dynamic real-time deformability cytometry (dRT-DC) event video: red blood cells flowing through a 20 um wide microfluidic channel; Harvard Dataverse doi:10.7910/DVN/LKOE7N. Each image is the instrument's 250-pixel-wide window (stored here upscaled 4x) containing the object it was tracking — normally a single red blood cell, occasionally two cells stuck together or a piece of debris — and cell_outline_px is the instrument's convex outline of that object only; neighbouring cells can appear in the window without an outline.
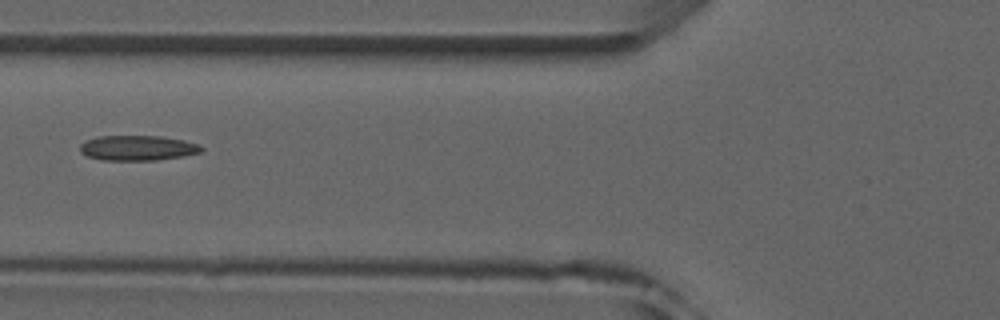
{"species": "common noctule bat (a hibernating species)", "species_latin": "Nyctalus noctula", "temperature_condition": "room temperature", "stored_images_in_passage": 2, "camera_frame_rate_fps": 3000, "um_per_image_px": 0.085, "animal": {"sex": "male", "forearm_length_mm": 52.5}, "frame": {"image": 1, "passage_image": 2, "time_ms": 1.0, "image_size_px": [1000, 320], "cell_outline_px": [[204, 152], [184, 156], [156, 160], [100, 160], [88, 156], [80, 152], [80, 144], [84, 140], [96, 136], [160, 136], [184, 140], [200, 144], [204, 148]], "centroid_in_image_um": [11.72, 12.57], "position_along_channel_um": 114.1, "area_um2": 18.03}}